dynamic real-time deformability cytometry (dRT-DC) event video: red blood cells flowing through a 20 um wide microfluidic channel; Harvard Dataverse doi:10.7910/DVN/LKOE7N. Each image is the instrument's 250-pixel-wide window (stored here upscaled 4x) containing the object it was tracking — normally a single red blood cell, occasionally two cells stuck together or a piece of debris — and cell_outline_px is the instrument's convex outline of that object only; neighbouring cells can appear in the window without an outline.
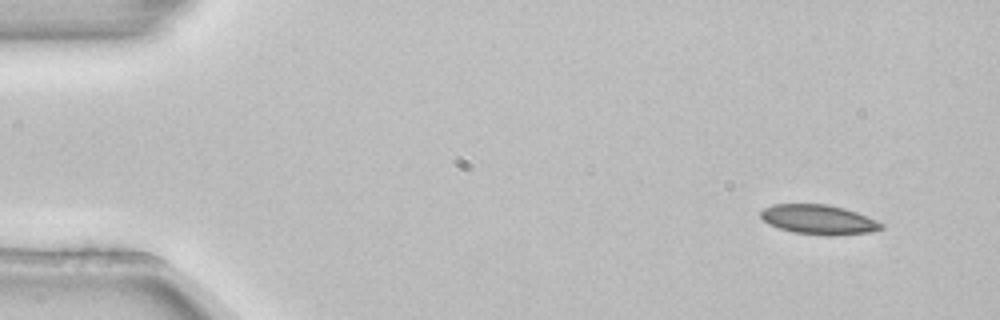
{"species": "common noctule bat (a hibernating species)", "species_latin": "Nyctalus noctula", "temperature_condition": "room temperature", "stored_images_in_passage": 3, "camera_frame_rate_fps": 3000, "um_per_image_px": 0.085, "animal": {"sex": "female", "body_mass_g": 22.7, "forearm_length_mm": 54.2}, "frame": {"image": 1, "passage_image": 1, "time_ms": 0.0, "image_size_px": [1000, 320], "cell_outline_px": [[884, 228], [872, 232], [828, 236], [792, 232], [768, 224], [760, 216], [760, 212], [764, 208], [772, 204], [828, 204], [844, 208], [856, 212], [876, 220], [884, 224]], "centroid_in_image_um": [69.59, 18.66], "position_along_channel_um": 15.4, "area_um2": 20.87}}